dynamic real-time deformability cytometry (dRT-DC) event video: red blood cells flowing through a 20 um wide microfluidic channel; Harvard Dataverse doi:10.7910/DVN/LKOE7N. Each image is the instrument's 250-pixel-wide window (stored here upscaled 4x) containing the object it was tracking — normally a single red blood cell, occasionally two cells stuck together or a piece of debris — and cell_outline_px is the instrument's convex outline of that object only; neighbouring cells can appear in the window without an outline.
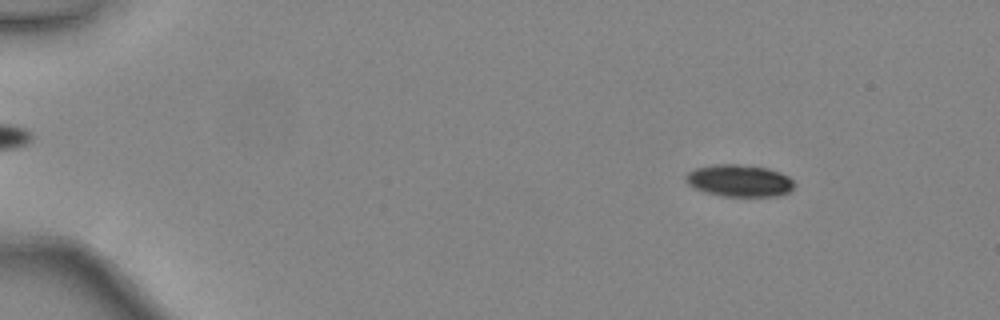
{"species": "common noctule bat (a hibernating species)", "species_latin": "Nyctalus noctula", "temperature_condition": "warm", "stored_images_in_passage": 17, "camera_frame_rate_fps": 3000, "um_per_image_px": 0.085, "animal": {"sex": "female", "body_mass_g": 24.6, "forearm_length_mm": 56.2}, "frame": {"image": 1, "passage_image": 7, "time_ms": 2.0, "image_size_px": [1000, 320], "cell_outline_px": [[792, 188], [788, 192], [776, 196], [720, 196], [704, 192], [688, 184], [684, 180], [684, 176], [688, 172], [696, 168], [716, 164], [736, 164], [768, 168], [780, 172], [788, 176], [792, 180]], "centroid_in_image_um": [62.8, 15.35], "position_along_channel_um": 22.2, "area_um2": 20.17}}
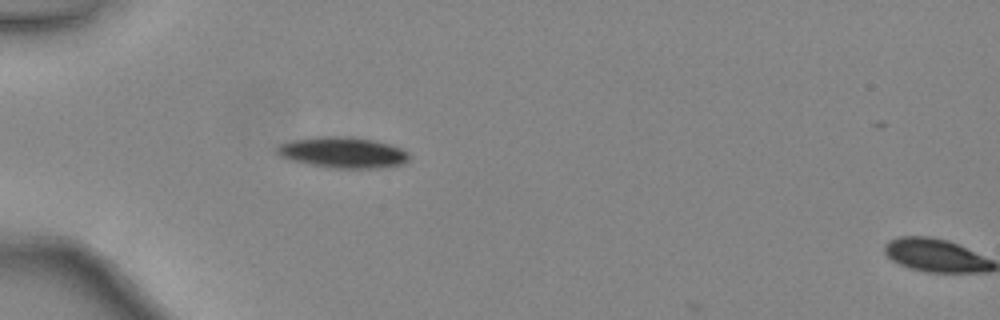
{"frame": {"image": 2, "passage_image": 16, "time_ms": 5.0, "image_size_px": [1000, 320], "cell_outline_px": [[412, 156], [404, 164], [376, 168], [328, 168], [308, 164], [292, 160], [280, 156], [276, 152], [276, 148], [280, 144], [292, 140], [316, 136], [352, 136], [372, 140], [388, 144], [400, 148], [408, 152]], "centroid_in_image_um": [29.14, 12.96], "position_along_channel_um": 55.9, "area_um2": 23.99}}